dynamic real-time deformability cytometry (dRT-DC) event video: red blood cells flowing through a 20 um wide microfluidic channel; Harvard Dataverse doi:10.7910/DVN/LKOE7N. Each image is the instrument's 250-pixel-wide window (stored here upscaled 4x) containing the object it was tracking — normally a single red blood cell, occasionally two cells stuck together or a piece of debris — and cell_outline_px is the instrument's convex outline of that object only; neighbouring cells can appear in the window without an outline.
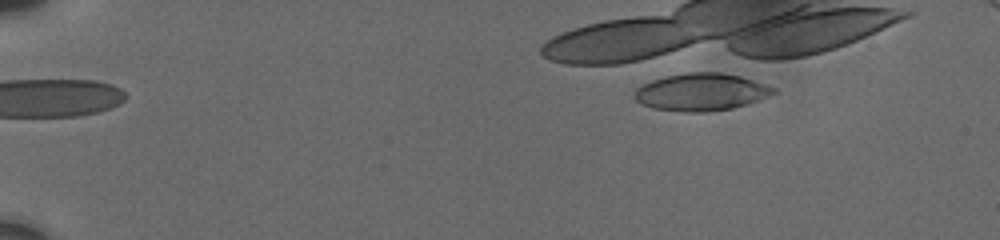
{"species": "human", "species_latin": "Homo sapiens", "temperature_condition": "cold", "stored_images_in_passage": 4, "camera_frame_rate_fps": 3000, "um_per_image_px": 0.085, "donor": {"sex": "male"}, "frame": {"image": 1, "passage_image": 1, "time_ms": 0.0, "image_size_px": [1000, 240], "cell_outline_px": [[780, 92], [748, 104], [732, 108], [704, 112], [684, 112], [652, 108], [636, 100], [632, 96], [636, 88], [652, 80], [664, 76], [688, 72], [720, 72], [740, 76], [776, 88]], "centroid_in_image_um": [59.61, 7.82], "position_along_channel_um": 25.4, "area_um2": 30.4}}